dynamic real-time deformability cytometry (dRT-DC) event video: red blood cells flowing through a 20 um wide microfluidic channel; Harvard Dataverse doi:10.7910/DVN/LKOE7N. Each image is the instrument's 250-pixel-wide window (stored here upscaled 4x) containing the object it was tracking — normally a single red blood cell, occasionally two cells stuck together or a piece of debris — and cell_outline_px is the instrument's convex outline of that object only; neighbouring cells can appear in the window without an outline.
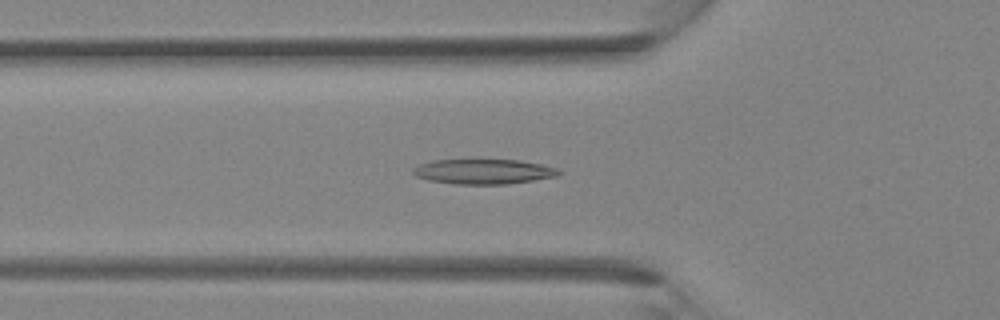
{"species": "Egyptian fruit bat (a non-hibernating species)", "species_latin": "Rousettus aegyptiacus", "temperature_condition": "room temperature", "stored_images_in_passage": 32, "camera_frame_rate_fps": 3000, "um_per_image_px": 0.085, "animal": {"sex": "female"}, "frame": {"image": 1, "passage_image": 8, "time_ms": 2.333, "image_size_px": [1000, 320], "cell_outline_px": [[564, 172], [556, 176], [508, 184], [456, 184], [428, 180], [416, 176], [412, 172], [412, 168], [420, 164], [432, 160], [520, 160], [560, 168]], "centroid_in_image_um": [41.12, 14.58], "position_along_channel_um": 84.7, "area_um2": 21.21}}
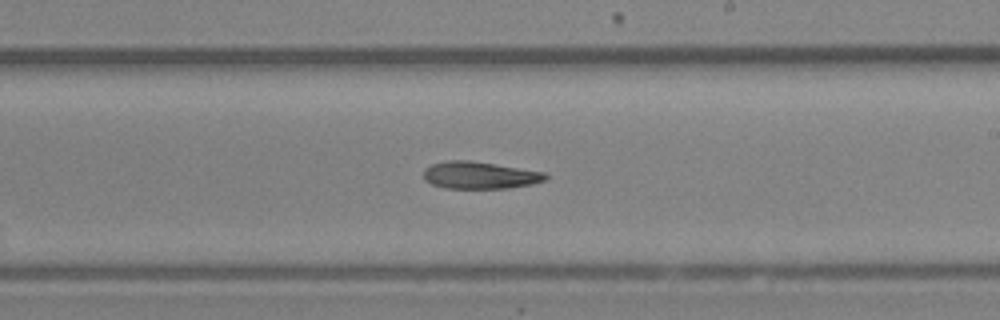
{"frame": {"image": 2, "passage_image": 17, "time_ms": 5.333, "image_size_px": [1000, 320], "cell_outline_px": [[548, 176], [544, 180], [532, 184], [508, 188], [444, 188], [432, 184], [424, 180], [424, 168], [432, 164], [448, 160], [468, 160], [496, 164], [544, 172]], "centroid_in_image_um": [40.75, 14.89], "position_along_channel_um": 248.3, "area_um2": 19.25}}
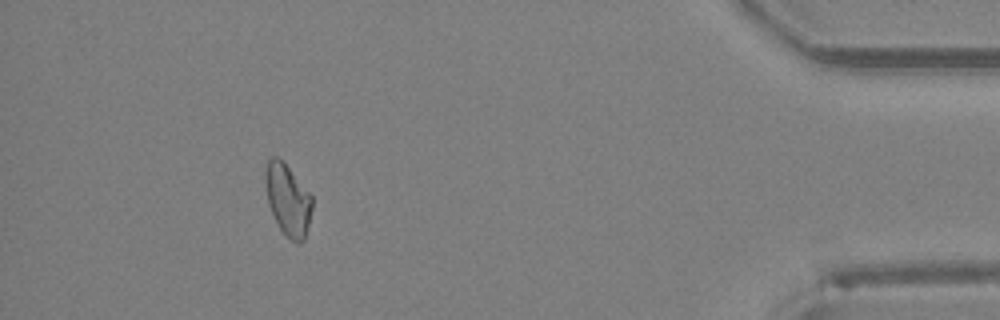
{"frame": {"image": 3, "passage_image": 29, "time_ms": 9.333, "image_size_px": [1000, 320], "cell_outline_px": [[312, 208], [304, 240], [300, 244], [296, 244], [280, 228], [268, 204], [264, 180], [264, 172], [268, 160], [272, 156], [276, 156], [288, 168], [312, 196]], "centroid_in_image_um": [24.45, 16.98], "position_along_channel_um": 410.8, "area_um2": 19.07}}